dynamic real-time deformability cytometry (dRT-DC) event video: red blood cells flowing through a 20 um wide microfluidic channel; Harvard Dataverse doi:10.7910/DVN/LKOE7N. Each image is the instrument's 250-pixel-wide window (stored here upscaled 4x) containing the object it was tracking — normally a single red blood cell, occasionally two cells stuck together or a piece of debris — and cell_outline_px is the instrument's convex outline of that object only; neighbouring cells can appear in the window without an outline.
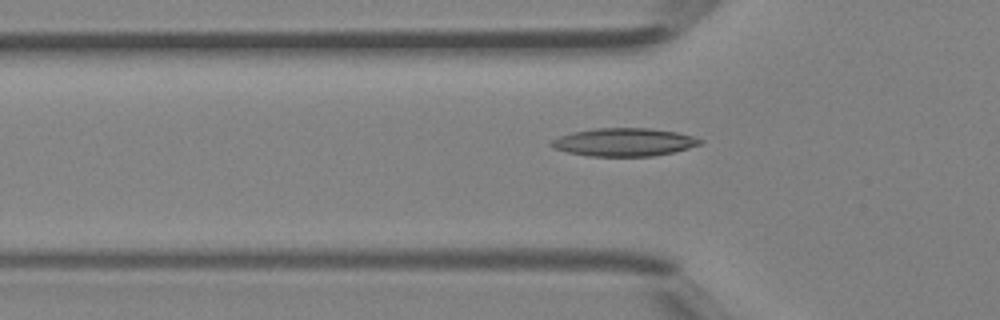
{"species": "Egyptian fruit bat (a non-hibernating species)", "species_latin": "Rousettus aegyptiacus", "temperature_condition": "room temperature", "stored_images_in_passage": 42, "camera_frame_rate_fps": 3000, "um_per_image_px": 0.085, "animal": {"sex": "female"}, "frame": {"image": 1, "passage_image": 14, "time_ms": 4.333, "image_size_px": [1000, 320], "cell_outline_px": [[704, 140], [700, 144], [688, 148], [672, 152], [652, 156], [588, 156], [568, 152], [552, 148], [548, 144], [552, 140], [560, 136], [572, 132], [596, 128], [648, 128], [676, 132], [692, 136]], "centroid_in_image_um": [53.01, 12.08], "position_along_channel_um": 72.8, "area_um2": 24.22}}
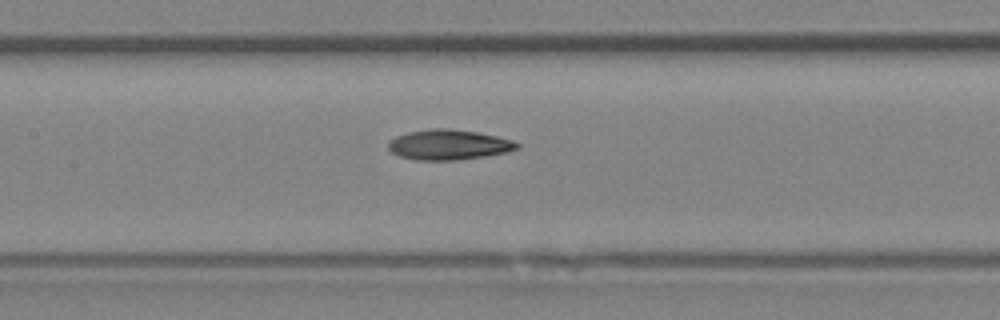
{"frame": {"image": 2, "passage_image": 20, "time_ms": 6.333, "image_size_px": [1000, 320], "cell_outline_px": [[520, 148], [508, 152], [484, 156], [456, 160], [416, 160], [400, 156], [392, 152], [388, 148], [388, 140], [396, 136], [408, 132], [432, 128], [448, 128], [476, 132], [496, 136], [512, 140], [520, 144]], "centroid_in_image_um": [38.13, 12.3], "position_along_channel_um": 169.3, "area_um2": 22.66}}
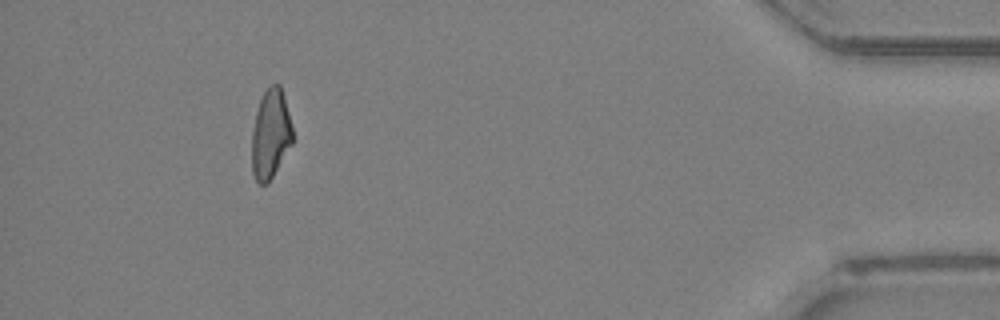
{"frame": {"image": 3, "passage_image": 39, "time_ms": 12.667, "image_size_px": [1000, 320], "cell_outline_px": [[292, 144], [268, 184], [260, 184], [256, 180], [252, 172], [252, 132], [256, 112], [260, 100], [264, 92], [272, 84], [280, 84], [284, 96], [292, 128]], "centroid_in_image_um": [22.99, 11.42], "position_along_channel_um": 412.2, "area_um2": 21.04}}